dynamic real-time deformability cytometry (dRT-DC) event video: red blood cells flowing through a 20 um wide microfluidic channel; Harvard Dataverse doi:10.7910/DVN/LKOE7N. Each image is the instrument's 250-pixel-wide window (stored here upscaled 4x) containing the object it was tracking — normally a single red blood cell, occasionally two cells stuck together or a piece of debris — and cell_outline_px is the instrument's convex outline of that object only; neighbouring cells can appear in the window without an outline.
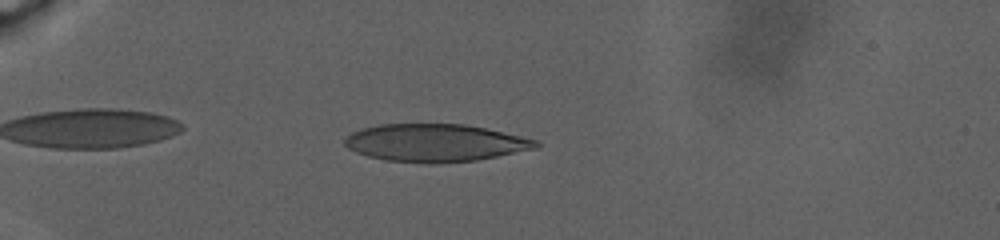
{"species": "human", "species_latin": "Homo sapiens", "temperature_condition": "warm", "stored_images_in_passage": 149, "camera_frame_rate_fps": 3000, "um_per_image_px": 0.085, "donor": {"sex": "male"}, "frame": {"image": 1, "passage_image": 44, "time_ms": 10.333, "image_size_px": [1000, 240], "cell_outline_px": [[540, 144], [536, 148], [476, 160], [436, 164], [428, 164], [388, 160], [368, 156], [356, 152], [348, 148], [344, 144], [344, 140], [352, 132], [364, 128], [380, 124], [464, 124], [484, 128], [540, 140]], "centroid_in_image_um": [37.0, 12.14], "position_along_channel_um": 48.0, "area_um2": 41.79}}
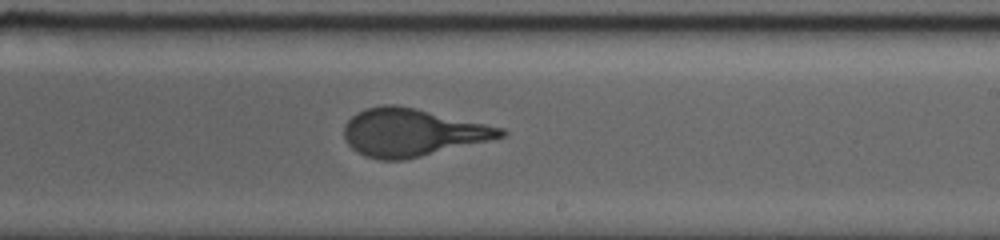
{"frame": {"image": 2, "passage_image": 93, "time_ms": 22.0, "image_size_px": [1000, 240], "cell_outline_px": [[508, 132], [504, 136], [404, 160], [380, 160], [364, 156], [356, 152], [348, 144], [344, 136], [344, 124], [356, 112], [364, 108], [384, 104], [396, 104], [416, 108], [504, 128]], "centroid_in_image_um": [34.97, 11.24], "position_along_channel_um": 254.0, "area_um2": 43.29}}
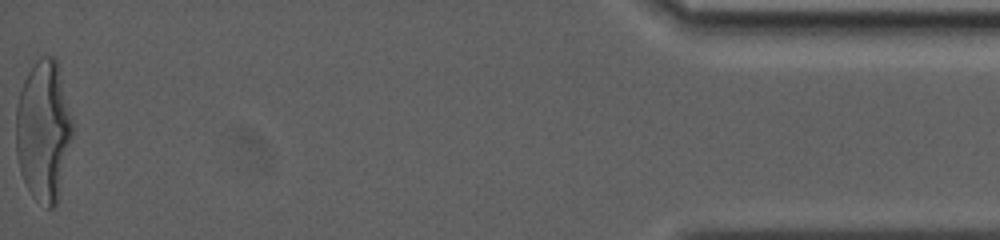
{"frame": {"image": 3, "passage_image": 148, "time_ms": 33.667, "image_size_px": [1000, 240], "cell_outline_px": [[72, 136], [56, 204], [52, 208], [48, 208], [32, 196], [20, 172], [16, 152], [16, 104], [24, 80], [28, 72], [36, 60], [40, 56], [52, 56], [56, 60], [72, 120]], "centroid_in_image_um": [3.67, 11.1], "position_along_channel_um": 431.5, "area_um2": 45.66}, "authors_computed_cell_mechanics": {"area_um2": 42.7142, "velocity_mm_per_s": 2.1611, "shape_relaxation_time_tau1_ms": 9.4024, "shape_relaxation_time_tau2_ms": null, "deformation_change_tau1": 0.286, "deformation_change_tau2": null}}